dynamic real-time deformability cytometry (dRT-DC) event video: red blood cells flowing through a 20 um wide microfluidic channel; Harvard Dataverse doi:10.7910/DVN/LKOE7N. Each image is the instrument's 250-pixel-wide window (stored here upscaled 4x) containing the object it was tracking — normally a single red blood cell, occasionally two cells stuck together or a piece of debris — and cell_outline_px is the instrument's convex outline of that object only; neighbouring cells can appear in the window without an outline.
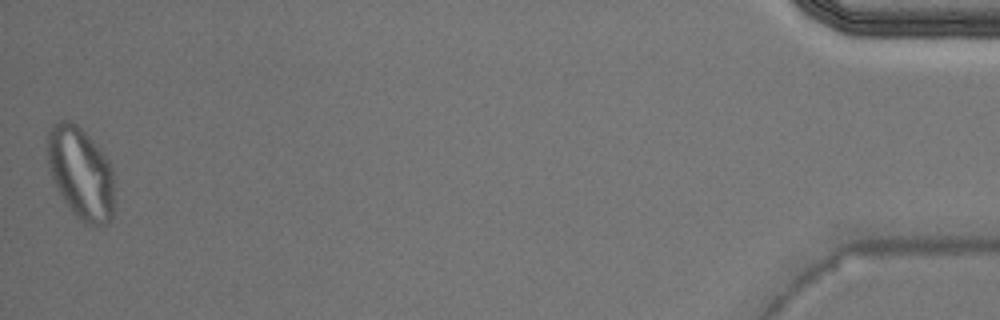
{"species": "Egyptian fruit bat (a non-hibernating species)", "species_latin": "Rousettus aegyptiacus", "temperature_condition": "warm", "stored_images_in_passage": 40, "segment_of_instrument_passage": [2, 2], "camera_frame_rate_fps": 3000, "um_per_image_px": 0.085, "animal": {"sex": "male"}, "frame": {"image": 1, "passage_image": 40, "time_ms": 13.0, "image_size_px": [1000, 320], "cell_outline_px": [[112, 216], [104, 224], [92, 228], [84, 224], [72, 212], [56, 188], [48, 168], [48, 132], [52, 124], [60, 120], [72, 120], [84, 132], [108, 160], [112, 168]], "centroid_in_image_um": [6.83, 14.73], "position_along_channel_um": 428.4, "area_um2": 35.55}}